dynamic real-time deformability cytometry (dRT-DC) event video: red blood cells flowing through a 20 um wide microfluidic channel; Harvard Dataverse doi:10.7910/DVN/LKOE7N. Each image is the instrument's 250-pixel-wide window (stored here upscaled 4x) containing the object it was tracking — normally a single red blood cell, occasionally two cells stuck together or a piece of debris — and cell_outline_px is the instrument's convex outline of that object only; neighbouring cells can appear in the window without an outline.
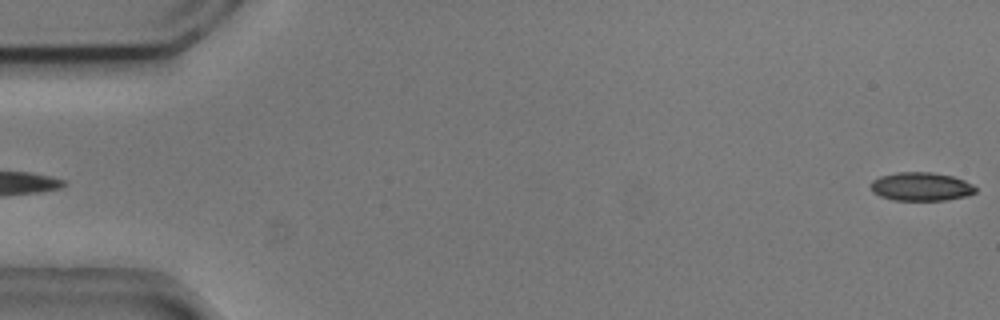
{"species": "common noctule bat (a hibernating species)", "species_latin": "Nyctalus noctula", "temperature_condition": "cold", "stored_images_in_passage": 4, "segment_of_instrument_passage": [2, 2], "camera_frame_rate_fps": 3000, "um_per_image_px": 0.085, "animal": {"sex": "male", "body_mass_g": 20.5, "forearm_length_mm": 52.5}, "frame": {"image": 1, "passage_image": 4, "time_ms": 1.0, "image_size_px": [1000, 320], "cell_outline_px": [[976, 192], [968, 196], [944, 200], [892, 200], [880, 196], [872, 192], [868, 184], [872, 180], [880, 176], [896, 172], [932, 172], [952, 176], [964, 180], [972, 184], [976, 188]], "centroid_in_image_um": [78.25, 15.86], "position_along_channel_um": 6.7, "area_um2": 17.63}}